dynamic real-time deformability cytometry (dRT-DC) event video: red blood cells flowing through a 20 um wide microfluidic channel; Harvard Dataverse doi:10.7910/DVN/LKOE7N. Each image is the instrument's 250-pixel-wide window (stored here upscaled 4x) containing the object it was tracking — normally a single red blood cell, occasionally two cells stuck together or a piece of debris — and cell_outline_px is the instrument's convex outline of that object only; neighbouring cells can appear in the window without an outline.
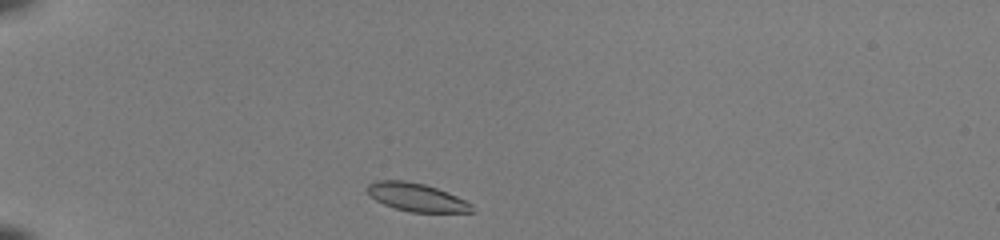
{"species": "common noctule bat (a hibernating species)", "species_latin": "Nyctalus noctula", "temperature_condition": "room temperature", "stored_images_in_passage": 37, "camera_frame_rate_fps": 3000, "um_per_image_px": 0.085, "animal": {"sex": "female", "body_mass_g": 22.0, "forearm_length_mm": 56.7}, "frame": {"image": 1, "passage_image": 1, "time_ms": 0.0, "image_size_px": [1000, 240], "cell_outline_px": [[476, 212], [412, 212], [396, 208], [384, 204], [376, 200], [364, 188], [368, 184], [376, 180], [404, 180], [424, 184], [448, 192], [472, 204]], "centroid_in_image_um": [35.41, 16.76], "position_along_channel_um": 49.6, "area_um2": 17.11}}
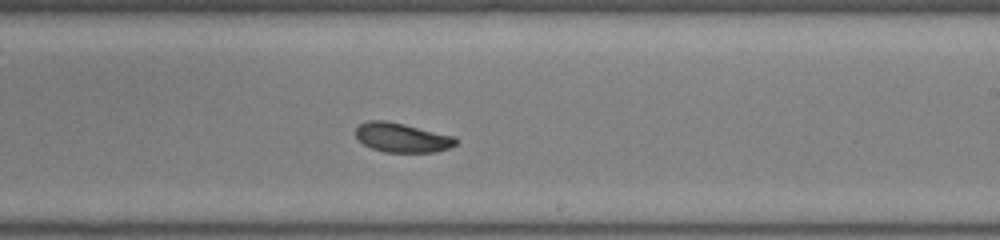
{"frame": {"image": 2, "passage_image": 19, "time_ms": 6.0, "image_size_px": [1000, 240], "cell_outline_px": [[460, 140], [456, 144], [448, 148], [436, 152], [384, 152], [372, 148], [364, 144], [356, 136], [356, 128], [360, 124], [368, 120], [384, 120], [404, 124], [456, 136]], "centroid_in_image_um": [34.21, 11.69], "position_along_channel_um": 254.8, "area_um2": 17.17}}
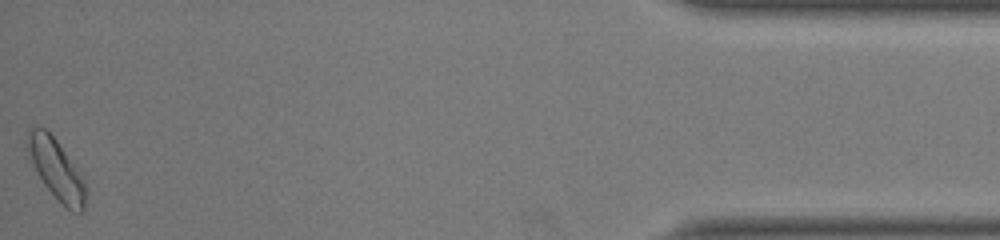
{"frame": {"image": 3, "passage_image": 37, "time_ms": 12.0, "image_size_px": [1000, 240], "cell_outline_px": [[88, 196], [84, 212], [72, 212], [44, 184], [32, 160], [28, 148], [28, 128], [32, 124], [36, 124], [44, 128], [56, 140], [84, 180], [88, 192]], "centroid_in_image_um": [4.84, 14.39], "position_along_channel_um": 430.4, "area_um2": 19.83}, "authors_computed_cell_mechanics": {"area_um2": 17.3978, "velocity_mm_per_s": 4.0483, "shape_relaxation_time_tau1_ms": 4.8074, "shape_relaxation_time_tau2_ms": 1.4767, "deformation_change_tau1": 0.1376, "deformation_change_tau2": 0.0501}}